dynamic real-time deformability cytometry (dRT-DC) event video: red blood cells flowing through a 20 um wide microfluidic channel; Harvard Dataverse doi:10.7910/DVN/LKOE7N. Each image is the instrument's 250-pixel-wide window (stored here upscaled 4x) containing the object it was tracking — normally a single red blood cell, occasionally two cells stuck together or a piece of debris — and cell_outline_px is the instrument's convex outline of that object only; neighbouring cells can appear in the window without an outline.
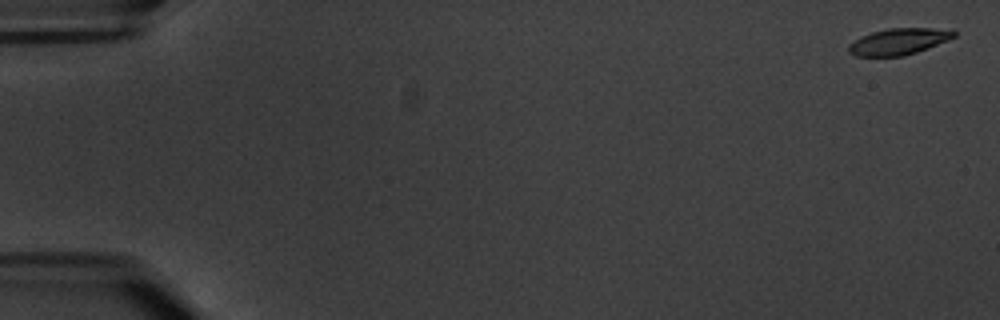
{"species": "common noctule bat (a hibernating species)", "species_latin": "Nyctalus noctula", "temperature_condition": "warm", "stored_images_in_passage": 11, "camera_frame_rate_fps": 3000, "um_per_image_px": 0.085, "animal": {"sex": "male", "body_mass_g": 20.1, "forearm_length_mm": 53.5}, "frame": {"image": 1, "passage_image": 1, "time_ms": 0.0, "image_size_px": [1000, 320], "cell_outline_px": [[956, 36], [948, 40], [928, 48], [904, 56], [856, 56], [848, 52], [848, 44], [860, 36], [872, 32], [888, 28], [952, 28], [956, 32]], "centroid_in_image_um": [76.41, 3.52], "position_along_channel_um": 8.6, "area_um2": 16.42}}
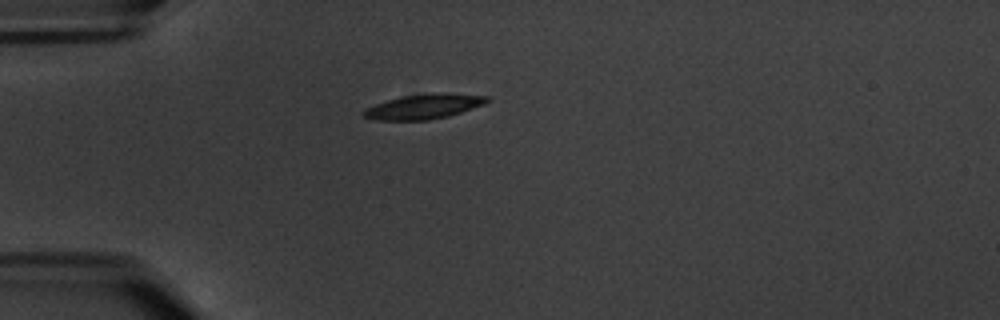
{"frame": {"image": 2, "passage_image": 5, "time_ms": 5.333, "image_size_px": [1000, 320], "cell_outline_px": [[492, 100], [484, 104], [448, 116], [428, 120], [380, 120], [364, 116], [360, 112], [364, 108], [400, 96], [440, 92], [444, 92], [488, 96]], "centroid_in_image_um": [36.04, 9.04], "position_along_channel_um": 49.0, "area_um2": 17.86}}